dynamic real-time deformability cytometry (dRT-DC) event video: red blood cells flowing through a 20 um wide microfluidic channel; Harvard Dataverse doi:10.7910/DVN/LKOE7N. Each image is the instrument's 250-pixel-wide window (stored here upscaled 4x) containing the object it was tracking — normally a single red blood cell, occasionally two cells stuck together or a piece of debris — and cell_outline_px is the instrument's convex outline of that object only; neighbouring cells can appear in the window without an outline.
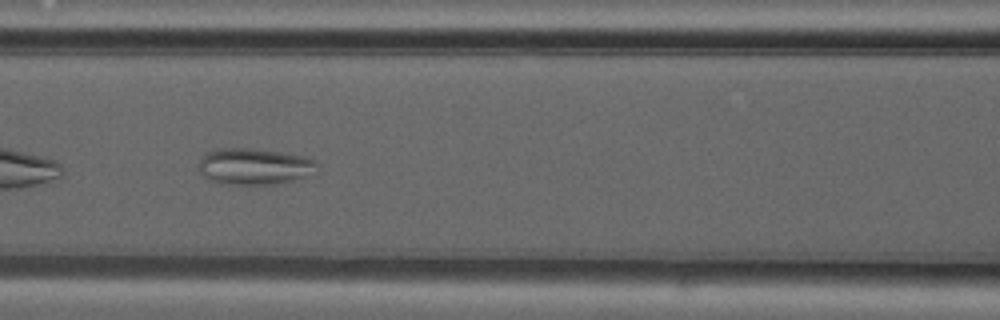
{"species": "common noctule bat (a hibernating species)", "species_latin": "Nyctalus noctula", "temperature_condition": "warm", "stored_images_in_passage": 49, "camera_frame_rate_fps": 3000, "um_per_image_px": 0.085, "animal": {"sex": "male", "forearm_length_mm": 52.5}, "frame": {"image": 1, "passage_image": 22, "time_ms": 7.0, "image_size_px": [1000, 320], "cell_outline_px": [[316, 164], [304, 176], [292, 180], [276, 184], [224, 184], [212, 180], [204, 176], [196, 168], [204, 152], [216, 148], [252, 148], [308, 156], [316, 160]], "centroid_in_image_um": [21.52, 14.12], "position_along_channel_um": 145.1, "area_um2": 24.97}, "authors_computed_cell_mechanics": {"area_um2": 28.033, "velocity_mm_per_s": 4.1554, "shape_relaxation_time_tau1_ms": null, "shape_relaxation_time_tau2_ms": 2.0856, "deformation_change_tau1": null, "deformation_change_tau2": 0.0782}}